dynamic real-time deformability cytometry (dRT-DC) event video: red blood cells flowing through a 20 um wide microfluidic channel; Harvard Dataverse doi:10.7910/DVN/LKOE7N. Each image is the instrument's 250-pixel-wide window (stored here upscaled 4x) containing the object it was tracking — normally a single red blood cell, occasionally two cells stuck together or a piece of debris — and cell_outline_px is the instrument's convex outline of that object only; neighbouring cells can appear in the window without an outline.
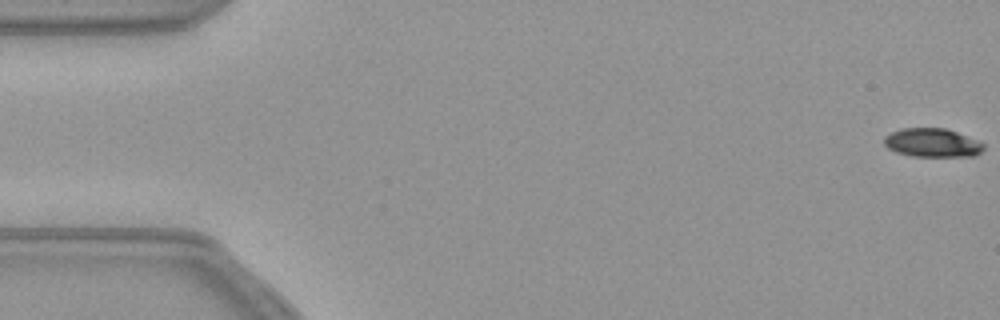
{"species": "common noctule bat (a hibernating species)", "species_latin": "Nyctalus noctula", "temperature_condition": "warm", "stored_images_in_passage": 55, "camera_frame_rate_fps": 3000, "um_per_image_px": 0.085, "animal": {"sex": "female", "body_mass_g": 21.9}, "frame": {"image": 1, "passage_image": 1, "time_ms": 0.0, "image_size_px": [1000, 320], "cell_outline_px": [[984, 148], [976, 156], [912, 156], [896, 152], [888, 148], [884, 144], [884, 136], [892, 132], [904, 128], [944, 128], [980, 140], [984, 144]], "centroid_in_image_um": [79.26, 12.13], "position_along_channel_um": 5.7, "area_um2": 16.65}}
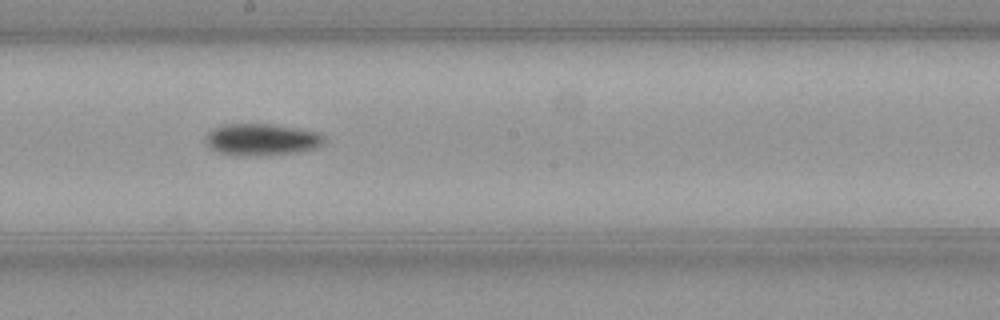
{"frame": {"image": 2, "passage_image": 30, "time_ms": 9.667, "image_size_px": [1000, 320], "cell_outline_px": [[328, 140], [324, 144], [316, 148], [296, 152], [220, 152], [208, 148], [204, 140], [208, 132], [212, 128], [224, 124], [272, 124], [320, 132]], "centroid_in_image_um": [22.29, 11.78], "position_along_channel_um": 225.9, "area_um2": 20.98}}
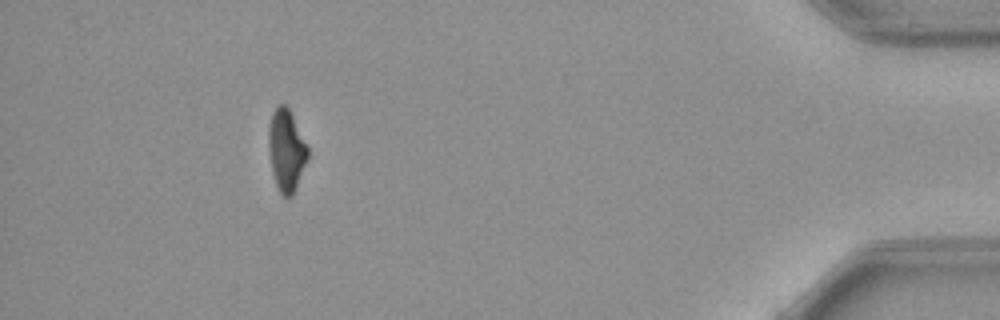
{"frame": {"image": 3, "passage_image": 50, "time_ms": 16.333, "image_size_px": [1000, 320], "cell_outline_px": [[308, 160], [292, 196], [284, 196], [280, 192], [276, 184], [272, 172], [268, 148], [268, 132], [272, 112], [280, 104], [284, 104], [288, 108], [308, 148]], "centroid_in_image_um": [24.33, 12.79], "position_along_channel_um": 410.9, "area_um2": 18.38}}